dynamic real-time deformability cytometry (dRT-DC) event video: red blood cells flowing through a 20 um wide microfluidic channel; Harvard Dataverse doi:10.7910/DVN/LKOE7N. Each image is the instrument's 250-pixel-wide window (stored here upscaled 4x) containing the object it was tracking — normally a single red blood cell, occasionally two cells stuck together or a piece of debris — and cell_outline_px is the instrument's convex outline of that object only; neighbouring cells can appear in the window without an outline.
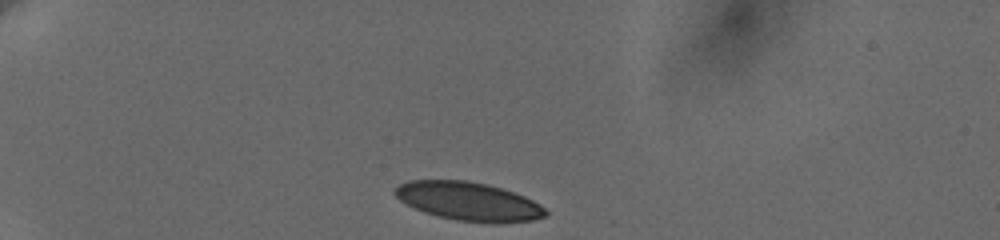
{"species": "human", "species_latin": "Homo sapiens", "temperature_condition": "cold", "stored_images_in_passage": 31, "camera_frame_rate_fps": 3000, "um_per_image_px": 0.085, "donor": {"sex": "female"}, "frame": {"image": 1, "passage_image": 1, "time_ms": 0.0, "image_size_px": [1000, 240], "cell_outline_px": [[548, 216], [532, 220], [496, 224], [492, 224], [456, 220], [424, 212], [400, 200], [392, 192], [400, 184], [408, 180], [468, 180], [488, 184], [524, 196], [540, 204], [548, 212]], "centroid_in_image_um": [39.86, 17.12], "position_along_channel_um": 45.1, "area_um2": 33.87}}
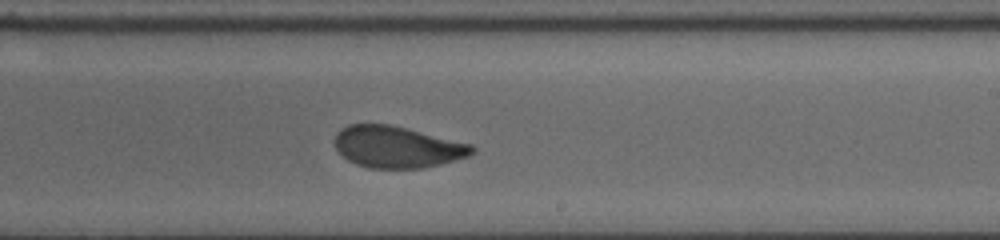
{"frame": {"image": 2, "passage_image": 17, "time_ms": 7.333, "image_size_px": [1000, 240], "cell_outline_px": [[476, 152], [468, 156], [456, 160], [440, 164], [420, 168], [368, 168], [356, 164], [348, 160], [336, 148], [336, 132], [340, 128], [348, 124], [388, 124], [472, 144], [476, 148]], "centroid_in_image_um": [33.77, 12.49], "position_along_channel_um": 255.2, "area_um2": 33.12}}
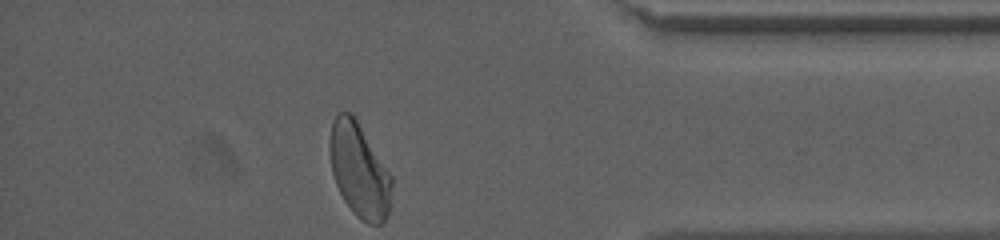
{"frame": {"image": 3, "passage_image": 31, "time_ms": 12.0, "image_size_px": [1000, 240], "cell_outline_px": [[392, 184], [388, 216], [380, 224], [368, 224], [360, 220], [352, 212], [344, 200], [336, 184], [332, 172], [328, 144], [332, 120], [340, 112], [352, 112], [392, 176]], "centroid_in_image_um": [30.52, 14.48], "position_along_channel_um": 404.7, "area_um2": 34.1}, "authors_computed_cell_mechanics": {"area_um2": 34.4488, "velocity_mm_per_s": 3.6171, "shape_relaxation_time_tau1_ms": 4.2688, "shape_relaxation_time_tau2_ms": 1.2445, "deformation_change_tau1": 0.1341, "deformation_change_tau2": 0.0621}}